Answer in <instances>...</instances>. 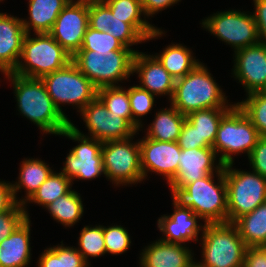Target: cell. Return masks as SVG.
I'll return each instance as SVG.
<instances>
[{
	"label": "cell",
	"instance_id": "obj_1",
	"mask_svg": "<svg viewBox=\"0 0 266 267\" xmlns=\"http://www.w3.org/2000/svg\"><path fill=\"white\" fill-rule=\"evenodd\" d=\"M12 82L19 112L36 124L43 133L60 135L69 125L54 105L42 79L5 73Z\"/></svg>",
	"mask_w": 266,
	"mask_h": 267
},
{
	"label": "cell",
	"instance_id": "obj_2",
	"mask_svg": "<svg viewBox=\"0 0 266 267\" xmlns=\"http://www.w3.org/2000/svg\"><path fill=\"white\" fill-rule=\"evenodd\" d=\"M218 183L214 181V173L185 187L169 185L173 203L182 208H190L206 224L227 223V186L224 169L216 172Z\"/></svg>",
	"mask_w": 266,
	"mask_h": 267
},
{
	"label": "cell",
	"instance_id": "obj_3",
	"mask_svg": "<svg viewBox=\"0 0 266 267\" xmlns=\"http://www.w3.org/2000/svg\"><path fill=\"white\" fill-rule=\"evenodd\" d=\"M224 94L207 67L199 63L187 75L176 79L170 105L183 115L207 108H232L235 104L228 106Z\"/></svg>",
	"mask_w": 266,
	"mask_h": 267
},
{
	"label": "cell",
	"instance_id": "obj_4",
	"mask_svg": "<svg viewBox=\"0 0 266 267\" xmlns=\"http://www.w3.org/2000/svg\"><path fill=\"white\" fill-rule=\"evenodd\" d=\"M137 51H90L79 50L72 62L97 89L118 86L119 81L133 74V60Z\"/></svg>",
	"mask_w": 266,
	"mask_h": 267
},
{
	"label": "cell",
	"instance_id": "obj_5",
	"mask_svg": "<svg viewBox=\"0 0 266 267\" xmlns=\"http://www.w3.org/2000/svg\"><path fill=\"white\" fill-rule=\"evenodd\" d=\"M35 35L32 38L30 34H26L20 61L12 73L42 79L72 61V55L49 33H34Z\"/></svg>",
	"mask_w": 266,
	"mask_h": 267
},
{
	"label": "cell",
	"instance_id": "obj_6",
	"mask_svg": "<svg viewBox=\"0 0 266 267\" xmlns=\"http://www.w3.org/2000/svg\"><path fill=\"white\" fill-rule=\"evenodd\" d=\"M260 138L256 127L235 103L222 117L212 148L219 157L218 162L224 166L234 162L233 154L247 153L249 156Z\"/></svg>",
	"mask_w": 266,
	"mask_h": 267
},
{
	"label": "cell",
	"instance_id": "obj_7",
	"mask_svg": "<svg viewBox=\"0 0 266 267\" xmlns=\"http://www.w3.org/2000/svg\"><path fill=\"white\" fill-rule=\"evenodd\" d=\"M203 267H243L247 246L233 223L206 224L202 232Z\"/></svg>",
	"mask_w": 266,
	"mask_h": 267
},
{
	"label": "cell",
	"instance_id": "obj_8",
	"mask_svg": "<svg viewBox=\"0 0 266 267\" xmlns=\"http://www.w3.org/2000/svg\"><path fill=\"white\" fill-rule=\"evenodd\" d=\"M232 166L233 163L223 166L227 186V223H234L266 201V177L254 171L233 169Z\"/></svg>",
	"mask_w": 266,
	"mask_h": 267
},
{
	"label": "cell",
	"instance_id": "obj_9",
	"mask_svg": "<svg viewBox=\"0 0 266 267\" xmlns=\"http://www.w3.org/2000/svg\"><path fill=\"white\" fill-rule=\"evenodd\" d=\"M42 80L54 105L66 118L61 104H74L80 112L97 97V88L72 61L64 68L44 76Z\"/></svg>",
	"mask_w": 266,
	"mask_h": 267
},
{
	"label": "cell",
	"instance_id": "obj_10",
	"mask_svg": "<svg viewBox=\"0 0 266 267\" xmlns=\"http://www.w3.org/2000/svg\"><path fill=\"white\" fill-rule=\"evenodd\" d=\"M133 137L103 142L101 153L105 176L116 186L136 184L143 179L140 146Z\"/></svg>",
	"mask_w": 266,
	"mask_h": 267
},
{
	"label": "cell",
	"instance_id": "obj_11",
	"mask_svg": "<svg viewBox=\"0 0 266 267\" xmlns=\"http://www.w3.org/2000/svg\"><path fill=\"white\" fill-rule=\"evenodd\" d=\"M61 135L79 143L69 151L62 173L72 182L76 178L91 180L101 174L105 175L101 153L103 142L82 134L72 122Z\"/></svg>",
	"mask_w": 266,
	"mask_h": 267
},
{
	"label": "cell",
	"instance_id": "obj_12",
	"mask_svg": "<svg viewBox=\"0 0 266 267\" xmlns=\"http://www.w3.org/2000/svg\"><path fill=\"white\" fill-rule=\"evenodd\" d=\"M202 27L231 45L234 50L258 43V29L252 14L237 10L214 13L202 20Z\"/></svg>",
	"mask_w": 266,
	"mask_h": 267
},
{
	"label": "cell",
	"instance_id": "obj_13",
	"mask_svg": "<svg viewBox=\"0 0 266 267\" xmlns=\"http://www.w3.org/2000/svg\"><path fill=\"white\" fill-rule=\"evenodd\" d=\"M79 113L86 123L91 138L101 142L127 139L138 132L126 119L108 111L98 97Z\"/></svg>",
	"mask_w": 266,
	"mask_h": 267
},
{
	"label": "cell",
	"instance_id": "obj_14",
	"mask_svg": "<svg viewBox=\"0 0 266 267\" xmlns=\"http://www.w3.org/2000/svg\"><path fill=\"white\" fill-rule=\"evenodd\" d=\"M89 26V3L70 1L58 15L49 34L72 56L81 49Z\"/></svg>",
	"mask_w": 266,
	"mask_h": 267
},
{
	"label": "cell",
	"instance_id": "obj_15",
	"mask_svg": "<svg viewBox=\"0 0 266 267\" xmlns=\"http://www.w3.org/2000/svg\"><path fill=\"white\" fill-rule=\"evenodd\" d=\"M139 146L143 179L152 171L163 175L169 183L179 168L181 148L178 142L157 141L144 136Z\"/></svg>",
	"mask_w": 266,
	"mask_h": 267
},
{
	"label": "cell",
	"instance_id": "obj_16",
	"mask_svg": "<svg viewBox=\"0 0 266 267\" xmlns=\"http://www.w3.org/2000/svg\"><path fill=\"white\" fill-rule=\"evenodd\" d=\"M235 52L233 74L247 94L266 88V45L258 43Z\"/></svg>",
	"mask_w": 266,
	"mask_h": 267
},
{
	"label": "cell",
	"instance_id": "obj_17",
	"mask_svg": "<svg viewBox=\"0 0 266 267\" xmlns=\"http://www.w3.org/2000/svg\"><path fill=\"white\" fill-rule=\"evenodd\" d=\"M216 157L213 148L181 149L177 174L168 184L185 187L214 171L220 172L223 165L218 162L214 166Z\"/></svg>",
	"mask_w": 266,
	"mask_h": 267
},
{
	"label": "cell",
	"instance_id": "obj_18",
	"mask_svg": "<svg viewBox=\"0 0 266 267\" xmlns=\"http://www.w3.org/2000/svg\"><path fill=\"white\" fill-rule=\"evenodd\" d=\"M139 74L140 87L153 95H168L171 100L176 79L153 55L136 52L133 60V73Z\"/></svg>",
	"mask_w": 266,
	"mask_h": 267
},
{
	"label": "cell",
	"instance_id": "obj_19",
	"mask_svg": "<svg viewBox=\"0 0 266 267\" xmlns=\"http://www.w3.org/2000/svg\"><path fill=\"white\" fill-rule=\"evenodd\" d=\"M201 218L190 208H182L174 204V213L161 216L157 221L159 230L165 238L160 240L167 243L184 244L187 241H198V234L204 231V225L197 224ZM203 230H202V229Z\"/></svg>",
	"mask_w": 266,
	"mask_h": 267
},
{
	"label": "cell",
	"instance_id": "obj_20",
	"mask_svg": "<svg viewBox=\"0 0 266 267\" xmlns=\"http://www.w3.org/2000/svg\"><path fill=\"white\" fill-rule=\"evenodd\" d=\"M26 34L22 18L0 13V71L3 74L17 67Z\"/></svg>",
	"mask_w": 266,
	"mask_h": 267
},
{
	"label": "cell",
	"instance_id": "obj_21",
	"mask_svg": "<svg viewBox=\"0 0 266 267\" xmlns=\"http://www.w3.org/2000/svg\"><path fill=\"white\" fill-rule=\"evenodd\" d=\"M142 251L140 267H188L194 261L193 253L187 246L160 239Z\"/></svg>",
	"mask_w": 266,
	"mask_h": 267
},
{
	"label": "cell",
	"instance_id": "obj_22",
	"mask_svg": "<svg viewBox=\"0 0 266 267\" xmlns=\"http://www.w3.org/2000/svg\"><path fill=\"white\" fill-rule=\"evenodd\" d=\"M30 218L0 242V267H27L30 264Z\"/></svg>",
	"mask_w": 266,
	"mask_h": 267
},
{
	"label": "cell",
	"instance_id": "obj_23",
	"mask_svg": "<svg viewBox=\"0 0 266 267\" xmlns=\"http://www.w3.org/2000/svg\"><path fill=\"white\" fill-rule=\"evenodd\" d=\"M69 0H29V20L22 24L27 34L49 33L60 12L69 3Z\"/></svg>",
	"mask_w": 266,
	"mask_h": 267
},
{
	"label": "cell",
	"instance_id": "obj_24",
	"mask_svg": "<svg viewBox=\"0 0 266 267\" xmlns=\"http://www.w3.org/2000/svg\"><path fill=\"white\" fill-rule=\"evenodd\" d=\"M103 2L110 8L114 17L132 24L147 40L161 37L164 33L146 19L141 18L144 11L140 0H104Z\"/></svg>",
	"mask_w": 266,
	"mask_h": 267
},
{
	"label": "cell",
	"instance_id": "obj_25",
	"mask_svg": "<svg viewBox=\"0 0 266 267\" xmlns=\"http://www.w3.org/2000/svg\"><path fill=\"white\" fill-rule=\"evenodd\" d=\"M48 165L49 164L35 158H29L28 160L26 158L22 161L18 178L19 180L18 182H15V184H11L16 203L22 204L24 205V208H26V202L53 172ZM22 187L26 190V196L22 200H18L16 198V194L20 189H22Z\"/></svg>",
	"mask_w": 266,
	"mask_h": 267
},
{
	"label": "cell",
	"instance_id": "obj_26",
	"mask_svg": "<svg viewBox=\"0 0 266 267\" xmlns=\"http://www.w3.org/2000/svg\"><path fill=\"white\" fill-rule=\"evenodd\" d=\"M170 106L156 113L154 121L147 129V138L167 142L178 141L186 115L181 114L174 106Z\"/></svg>",
	"mask_w": 266,
	"mask_h": 267
},
{
	"label": "cell",
	"instance_id": "obj_27",
	"mask_svg": "<svg viewBox=\"0 0 266 267\" xmlns=\"http://www.w3.org/2000/svg\"><path fill=\"white\" fill-rule=\"evenodd\" d=\"M233 224L247 247H263L266 244V201Z\"/></svg>",
	"mask_w": 266,
	"mask_h": 267
},
{
	"label": "cell",
	"instance_id": "obj_28",
	"mask_svg": "<svg viewBox=\"0 0 266 267\" xmlns=\"http://www.w3.org/2000/svg\"><path fill=\"white\" fill-rule=\"evenodd\" d=\"M154 56L175 79L184 77L200 63L193 58L191 50L182 44L169 45L160 55Z\"/></svg>",
	"mask_w": 266,
	"mask_h": 267
},
{
	"label": "cell",
	"instance_id": "obj_29",
	"mask_svg": "<svg viewBox=\"0 0 266 267\" xmlns=\"http://www.w3.org/2000/svg\"><path fill=\"white\" fill-rule=\"evenodd\" d=\"M230 109L207 108L186 115V120L196 128L200 141H205V148L213 147L220 121Z\"/></svg>",
	"mask_w": 266,
	"mask_h": 267
},
{
	"label": "cell",
	"instance_id": "obj_30",
	"mask_svg": "<svg viewBox=\"0 0 266 267\" xmlns=\"http://www.w3.org/2000/svg\"><path fill=\"white\" fill-rule=\"evenodd\" d=\"M45 208L48 209L54 220L65 227H72L79 222L84 213L81 196L74 190L58 197Z\"/></svg>",
	"mask_w": 266,
	"mask_h": 267
},
{
	"label": "cell",
	"instance_id": "obj_31",
	"mask_svg": "<svg viewBox=\"0 0 266 267\" xmlns=\"http://www.w3.org/2000/svg\"><path fill=\"white\" fill-rule=\"evenodd\" d=\"M97 97L107 110L126 119L137 131L140 127L133 121L129 100V89L122 86L102 87L97 89Z\"/></svg>",
	"mask_w": 266,
	"mask_h": 267
},
{
	"label": "cell",
	"instance_id": "obj_32",
	"mask_svg": "<svg viewBox=\"0 0 266 267\" xmlns=\"http://www.w3.org/2000/svg\"><path fill=\"white\" fill-rule=\"evenodd\" d=\"M71 187L72 181L64 173L52 172L26 203L34 202L45 208L58 197L67 194Z\"/></svg>",
	"mask_w": 266,
	"mask_h": 267
},
{
	"label": "cell",
	"instance_id": "obj_33",
	"mask_svg": "<svg viewBox=\"0 0 266 267\" xmlns=\"http://www.w3.org/2000/svg\"><path fill=\"white\" fill-rule=\"evenodd\" d=\"M246 96V100L237 104L256 127L260 137H266V93L259 91Z\"/></svg>",
	"mask_w": 266,
	"mask_h": 267
},
{
	"label": "cell",
	"instance_id": "obj_34",
	"mask_svg": "<svg viewBox=\"0 0 266 267\" xmlns=\"http://www.w3.org/2000/svg\"><path fill=\"white\" fill-rule=\"evenodd\" d=\"M77 250L89 264L88 256L98 257L106 254L103 226H85L80 233Z\"/></svg>",
	"mask_w": 266,
	"mask_h": 267
},
{
	"label": "cell",
	"instance_id": "obj_35",
	"mask_svg": "<svg viewBox=\"0 0 266 267\" xmlns=\"http://www.w3.org/2000/svg\"><path fill=\"white\" fill-rule=\"evenodd\" d=\"M80 50L90 51H116V50H133L125 47L115 37L109 33L100 32L87 27Z\"/></svg>",
	"mask_w": 266,
	"mask_h": 267
},
{
	"label": "cell",
	"instance_id": "obj_36",
	"mask_svg": "<svg viewBox=\"0 0 266 267\" xmlns=\"http://www.w3.org/2000/svg\"><path fill=\"white\" fill-rule=\"evenodd\" d=\"M129 100L133 121L141 128L142 122L139 118L153 108L155 95L137 85L129 88Z\"/></svg>",
	"mask_w": 266,
	"mask_h": 267
},
{
	"label": "cell",
	"instance_id": "obj_37",
	"mask_svg": "<svg viewBox=\"0 0 266 267\" xmlns=\"http://www.w3.org/2000/svg\"><path fill=\"white\" fill-rule=\"evenodd\" d=\"M106 253L113 255L122 254L129 249L131 245L130 235L127 230L120 226H103Z\"/></svg>",
	"mask_w": 266,
	"mask_h": 267
},
{
	"label": "cell",
	"instance_id": "obj_38",
	"mask_svg": "<svg viewBox=\"0 0 266 267\" xmlns=\"http://www.w3.org/2000/svg\"><path fill=\"white\" fill-rule=\"evenodd\" d=\"M108 33L120 41L125 47L145 42L147 39L130 23L122 22L116 16H111L110 30Z\"/></svg>",
	"mask_w": 266,
	"mask_h": 267
},
{
	"label": "cell",
	"instance_id": "obj_39",
	"mask_svg": "<svg viewBox=\"0 0 266 267\" xmlns=\"http://www.w3.org/2000/svg\"><path fill=\"white\" fill-rule=\"evenodd\" d=\"M28 214L24 205L19 203H15L8 211L0 213V242L29 218Z\"/></svg>",
	"mask_w": 266,
	"mask_h": 267
},
{
	"label": "cell",
	"instance_id": "obj_40",
	"mask_svg": "<svg viewBox=\"0 0 266 267\" xmlns=\"http://www.w3.org/2000/svg\"><path fill=\"white\" fill-rule=\"evenodd\" d=\"M112 12L103 2H89V27L104 33L110 30Z\"/></svg>",
	"mask_w": 266,
	"mask_h": 267
},
{
	"label": "cell",
	"instance_id": "obj_41",
	"mask_svg": "<svg viewBox=\"0 0 266 267\" xmlns=\"http://www.w3.org/2000/svg\"><path fill=\"white\" fill-rule=\"evenodd\" d=\"M181 149L205 148V141H200V136L196 128L185 120L178 139Z\"/></svg>",
	"mask_w": 266,
	"mask_h": 267
},
{
	"label": "cell",
	"instance_id": "obj_42",
	"mask_svg": "<svg viewBox=\"0 0 266 267\" xmlns=\"http://www.w3.org/2000/svg\"><path fill=\"white\" fill-rule=\"evenodd\" d=\"M250 166L254 172L266 177V137H261L250 155L248 156Z\"/></svg>",
	"mask_w": 266,
	"mask_h": 267
},
{
	"label": "cell",
	"instance_id": "obj_43",
	"mask_svg": "<svg viewBox=\"0 0 266 267\" xmlns=\"http://www.w3.org/2000/svg\"><path fill=\"white\" fill-rule=\"evenodd\" d=\"M61 242V266L62 267H88L80 252L73 247L63 246Z\"/></svg>",
	"mask_w": 266,
	"mask_h": 267
},
{
	"label": "cell",
	"instance_id": "obj_44",
	"mask_svg": "<svg viewBox=\"0 0 266 267\" xmlns=\"http://www.w3.org/2000/svg\"><path fill=\"white\" fill-rule=\"evenodd\" d=\"M253 2L255 11L252 16L258 29L259 41L266 45V0H253Z\"/></svg>",
	"mask_w": 266,
	"mask_h": 267
},
{
	"label": "cell",
	"instance_id": "obj_45",
	"mask_svg": "<svg viewBox=\"0 0 266 267\" xmlns=\"http://www.w3.org/2000/svg\"><path fill=\"white\" fill-rule=\"evenodd\" d=\"M243 267H266V251L263 247H247Z\"/></svg>",
	"mask_w": 266,
	"mask_h": 267
},
{
	"label": "cell",
	"instance_id": "obj_46",
	"mask_svg": "<svg viewBox=\"0 0 266 267\" xmlns=\"http://www.w3.org/2000/svg\"><path fill=\"white\" fill-rule=\"evenodd\" d=\"M37 262L38 267H62L61 245L46 248Z\"/></svg>",
	"mask_w": 266,
	"mask_h": 267
},
{
	"label": "cell",
	"instance_id": "obj_47",
	"mask_svg": "<svg viewBox=\"0 0 266 267\" xmlns=\"http://www.w3.org/2000/svg\"><path fill=\"white\" fill-rule=\"evenodd\" d=\"M179 1L181 0H140L144 15L147 17L153 16L156 12L165 10Z\"/></svg>",
	"mask_w": 266,
	"mask_h": 267
},
{
	"label": "cell",
	"instance_id": "obj_48",
	"mask_svg": "<svg viewBox=\"0 0 266 267\" xmlns=\"http://www.w3.org/2000/svg\"><path fill=\"white\" fill-rule=\"evenodd\" d=\"M11 184L0 181V213L8 211L16 203Z\"/></svg>",
	"mask_w": 266,
	"mask_h": 267
},
{
	"label": "cell",
	"instance_id": "obj_49",
	"mask_svg": "<svg viewBox=\"0 0 266 267\" xmlns=\"http://www.w3.org/2000/svg\"><path fill=\"white\" fill-rule=\"evenodd\" d=\"M188 267H203L198 262L193 261Z\"/></svg>",
	"mask_w": 266,
	"mask_h": 267
},
{
	"label": "cell",
	"instance_id": "obj_50",
	"mask_svg": "<svg viewBox=\"0 0 266 267\" xmlns=\"http://www.w3.org/2000/svg\"><path fill=\"white\" fill-rule=\"evenodd\" d=\"M77 1L88 2L89 3V2H98V1H104V0H77Z\"/></svg>",
	"mask_w": 266,
	"mask_h": 267
}]
</instances>
